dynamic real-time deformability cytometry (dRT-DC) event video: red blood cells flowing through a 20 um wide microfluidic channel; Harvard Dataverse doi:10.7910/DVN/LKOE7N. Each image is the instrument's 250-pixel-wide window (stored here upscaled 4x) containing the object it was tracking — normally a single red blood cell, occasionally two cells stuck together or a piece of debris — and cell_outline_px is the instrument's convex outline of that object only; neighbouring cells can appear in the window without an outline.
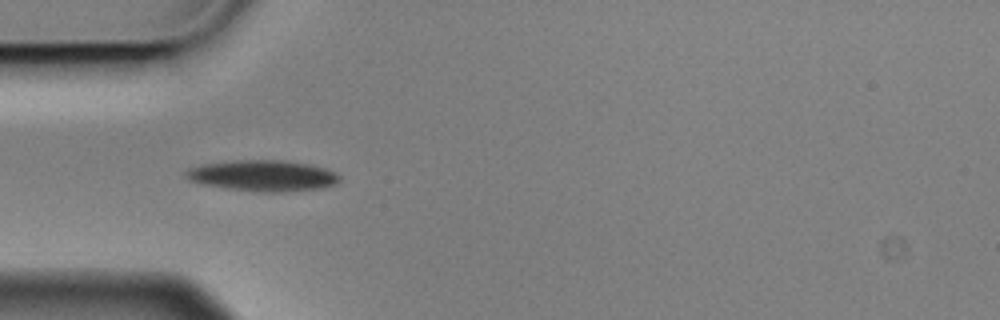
{"species": "Egyptian fruit bat (a non-hibernating species)", "species_latin": "Rousettus aegyptiacus", "temperature_condition": "cold", "stored_images_in_passage": 4, "camera_frame_rate_fps": 3000, "um_per_image_px": 0.085, "animal": {"sex": "male"}, "frame": {"image": 1, "passage_image": 3, "time_ms": 0.667, "image_size_px": [1000, 320], "cell_outline_px": [[340, 180], [336, 184], [324, 188], [284, 192], [264, 192], [228, 188], [204, 184], [188, 180], [184, 176], [184, 172], [188, 168], [200, 164], [232, 160], [288, 160], [312, 164], [336, 172], [340, 176]], "centroid_in_image_um": [22.36, 14.92], "position_along_channel_um": 62.6, "area_um2": 28.15}}
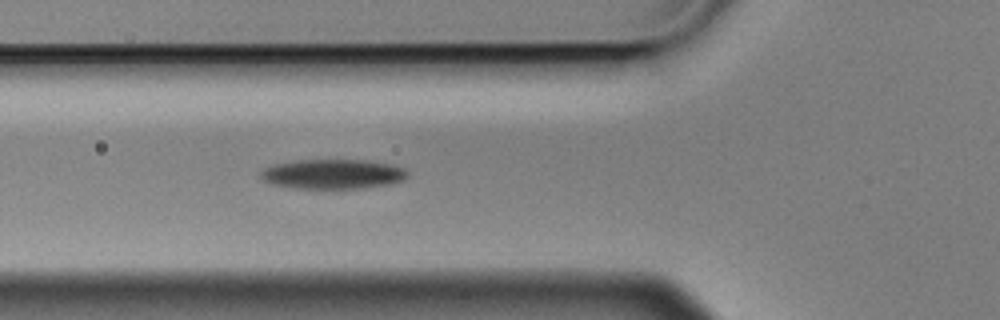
{"frame": {"image": 2, "passage_image": 4, "time_ms": 1.0, "image_size_px": [1000, 320], "cell_outline_px": [[408, 176], [404, 180], [388, 184], [364, 188], [296, 188], [272, 184], [264, 180], [260, 176], [260, 172], [264, 168], [272, 164], [300, 160], [364, 160], [392, 164], [404, 168], [408, 172]], "centroid_in_image_um": [28.3, 14.79], "position_along_channel_um": 97.5, "area_um2": 25.37}}